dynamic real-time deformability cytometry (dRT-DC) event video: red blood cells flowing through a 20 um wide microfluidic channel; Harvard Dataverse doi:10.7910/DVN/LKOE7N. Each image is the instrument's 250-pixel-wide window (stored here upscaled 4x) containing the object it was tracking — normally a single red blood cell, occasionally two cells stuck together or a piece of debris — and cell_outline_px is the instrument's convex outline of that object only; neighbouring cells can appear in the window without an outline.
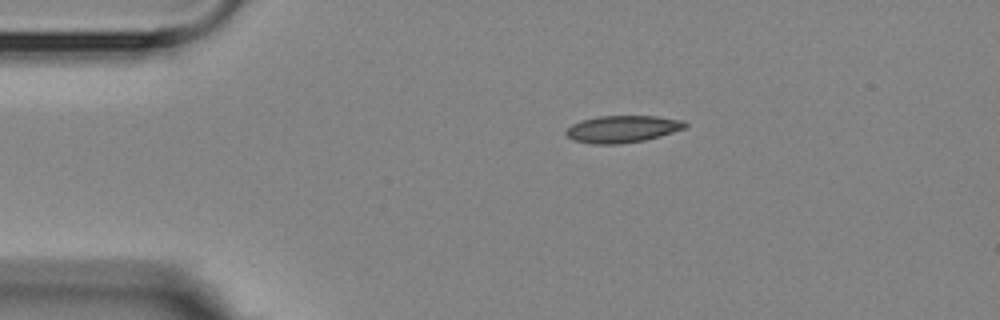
{"species": "Egyptian fruit bat (a non-hibernating species)", "species_latin": "Rousettus aegyptiacus", "temperature_condition": "room temperature", "stored_images_in_passage": 4, "camera_frame_rate_fps": 3000, "um_per_image_px": 0.085, "animal": {"sex": "female"}, "frame": {"image": 1, "passage_image": 1, "time_ms": 0.0, "image_size_px": [1000, 320], "cell_outline_px": [[688, 124], [684, 128], [660, 136], [644, 140], [620, 144], [592, 144], [572, 140], [564, 132], [572, 124], [580, 120], [600, 116], [656, 116], [684, 120]], "centroid_in_image_um": [52.89, 10.96], "position_along_channel_um": 32.1, "area_um2": 18.79}}
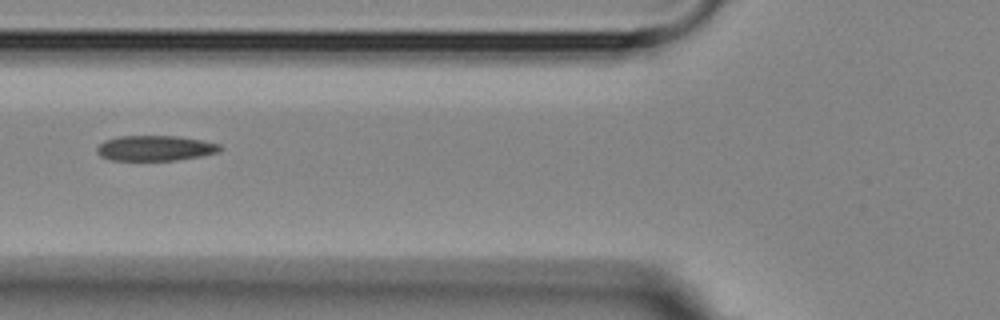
{"frame": {"image": 2, "passage_image": 4, "time_ms": 3.333, "image_size_px": [1000, 320], "cell_outline_px": [[224, 148], [220, 152], [200, 156], [176, 160], [112, 160], [100, 156], [96, 152], [96, 148], [104, 140], [120, 136], [176, 136], [200, 140], [220, 144]], "centroid_in_image_um": [13.2, 12.59], "position_along_channel_um": 112.6, "area_um2": 18.15}}